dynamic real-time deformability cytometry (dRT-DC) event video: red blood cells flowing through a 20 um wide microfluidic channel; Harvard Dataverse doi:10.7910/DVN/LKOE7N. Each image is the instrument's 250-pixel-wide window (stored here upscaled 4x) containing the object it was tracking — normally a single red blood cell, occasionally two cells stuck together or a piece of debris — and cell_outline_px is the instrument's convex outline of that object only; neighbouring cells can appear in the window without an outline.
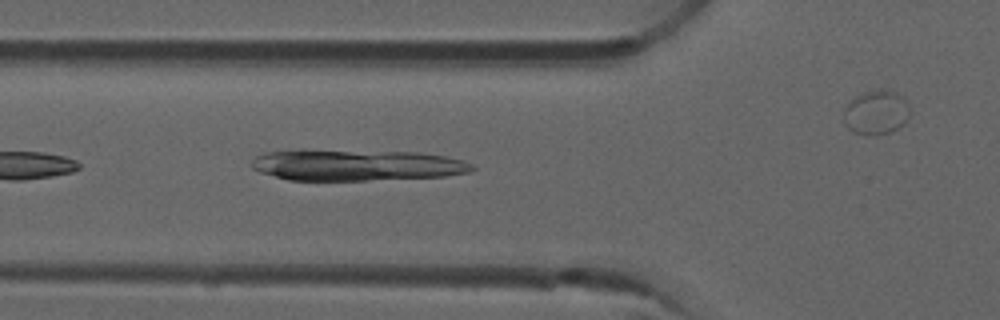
{"species": "common noctule bat (a hibernating species)", "species_latin": "Nyctalus noctula", "temperature_condition": "room temperature", "stored_images_in_passage": 7, "segment_of_instrument_passage": [1, 2], "camera_frame_rate_fps": 3000, "um_per_image_px": 0.085, "animal": {"sex": "male", "forearm_length_mm": 52.5}, "frame": {"image": 1, "passage_image": 6, "time_ms": 1.667, "image_size_px": [1000, 320], "cell_outline_px": [[476, 168], [472, 172], [444, 176], [364, 180], [288, 180], [260, 172], [252, 168], [252, 160], [256, 156], [264, 152], [300, 148], [304, 148], [420, 152], [444, 156], [464, 160], [472, 164]], "centroid_in_image_um": [30.26, 14.0], "position_along_channel_um": 95.5, "area_um2": 41.1}}